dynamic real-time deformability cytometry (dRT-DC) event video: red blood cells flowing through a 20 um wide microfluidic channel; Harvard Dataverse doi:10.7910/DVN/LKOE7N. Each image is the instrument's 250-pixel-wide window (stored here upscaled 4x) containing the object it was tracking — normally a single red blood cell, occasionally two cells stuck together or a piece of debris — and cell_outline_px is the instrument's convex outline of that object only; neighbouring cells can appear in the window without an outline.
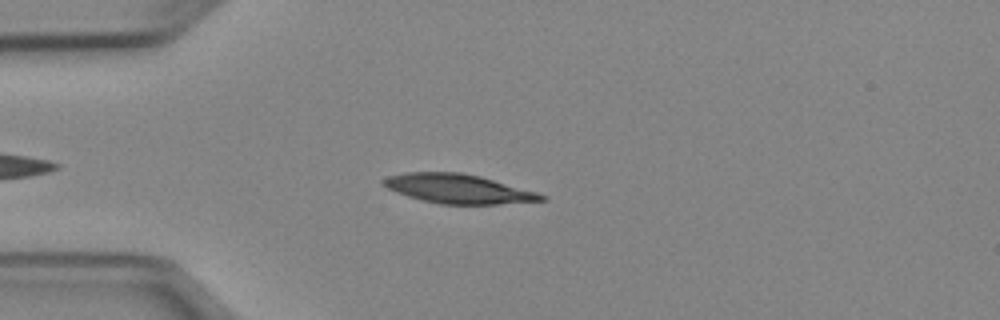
{"species": "Egyptian fruit bat (a non-hibernating species)", "species_latin": "Rousettus aegyptiacus", "temperature_condition": "cold", "stored_images_in_passage": 44, "camera_frame_rate_fps": 3000, "um_per_image_px": 0.085, "animal": {"sex": "female"}, "frame": {"image": 1, "passage_image": 6, "time_ms": 1.667, "image_size_px": [1000, 320], "cell_outline_px": [[548, 200], [496, 204], [440, 204], [408, 196], [396, 192], [380, 184], [380, 180], [388, 176], [408, 172], [460, 172], [480, 176], [536, 192], [548, 196]], "centroid_in_image_um": [38.93, 16.04], "position_along_channel_um": 46.1, "area_um2": 26.76}}
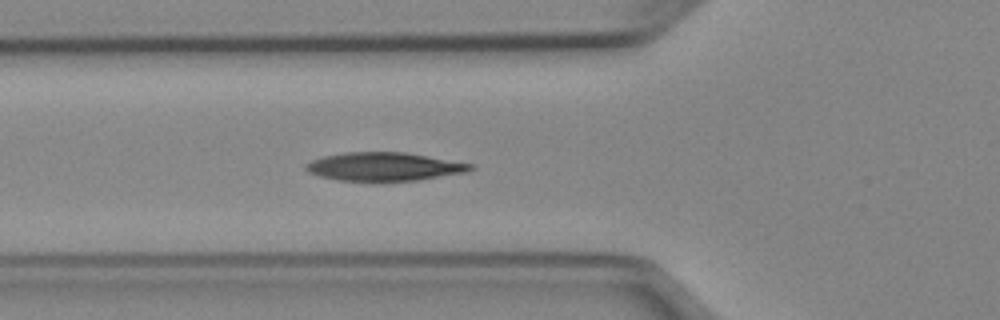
{"frame": {"image": 2, "passage_image": 11, "time_ms": 3.333, "image_size_px": [1000, 320], "cell_outline_px": [[476, 168], [468, 172], [416, 180], [340, 180], [320, 176], [308, 172], [304, 168], [304, 164], [312, 160], [324, 156], [344, 152], [404, 152], [472, 164]], "centroid_in_image_um": [32.64, 14.15], "position_along_channel_um": 93.2, "area_um2": 26.88}}
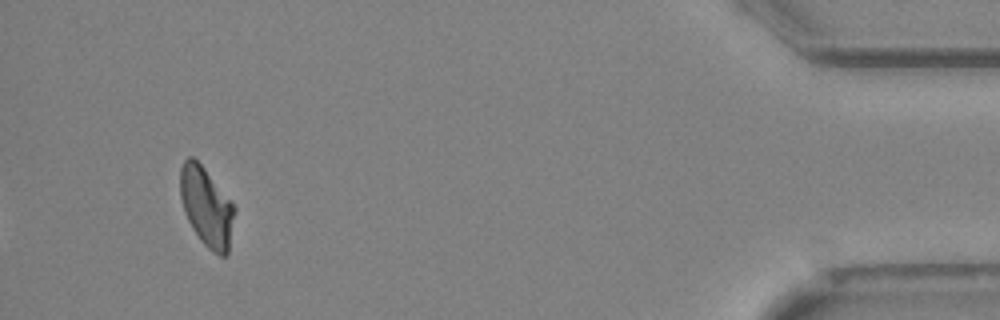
{"frame": {"image": 3, "passage_image": 41, "time_ms": 13.333, "image_size_px": [1000, 320], "cell_outline_px": [[236, 208], [228, 256], [220, 256], [212, 252], [200, 240], [192, 228], [184, 212], [180, 196], [180, 168], [184, 160], [188, 156], [192, 156], [204, 168]], "centroid_in_image_um": [17.55, 17.62], "position_along_channel_um": 417.6, "area_um2": 25.03}, "authors_computed_cell_mechanics": {"area_um2": 26.6747, "velocity_mm_per_s": 3.9393, "shape_relaxation_time_tau1_ms": 4.8199, "shape_relaxation_time_tau2_ms": null, "deformation_change_tau1": 0.143, "deformation_change_tau2": null}}